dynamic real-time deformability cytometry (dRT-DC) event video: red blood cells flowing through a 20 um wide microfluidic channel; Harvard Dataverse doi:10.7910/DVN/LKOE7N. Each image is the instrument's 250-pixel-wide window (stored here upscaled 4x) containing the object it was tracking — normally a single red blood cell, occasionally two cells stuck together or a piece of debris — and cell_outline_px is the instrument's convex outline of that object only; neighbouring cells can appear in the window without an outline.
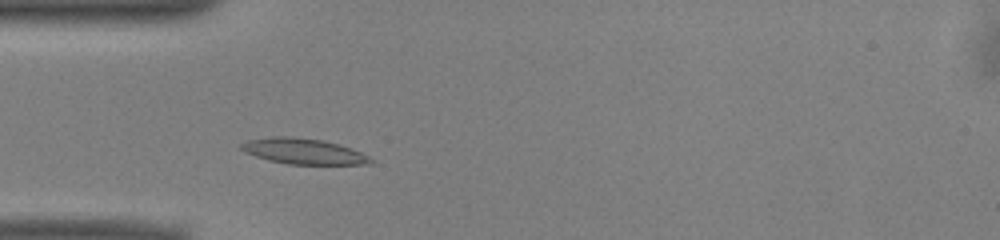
{"species": "common noctule bat (a hibernating species)", "species_latin": "Nyctalus noctula", "temperature_condition": "warm", "stored_images_in_passage": 43, "camera_frame_rate_fps": 3000, "um_per_image_px": 0.085, "animal": {"sex": "male", "body_mass_g": 13.0, "forearm_length_mm": 53.1}, "frame": {"image": 1, "passage_image": 7, "time_ms": 2.0, "image_size_px": [1000, 240], "cell_outline_px": [[376, 160], [372, 164], [288, 164], [268, 160], [244, 152], [240, 148], [240, 144], [248, 140], [272, 136], [292, 136], [324, 140], [340, 144], [352, 148]], "centroid_in_image_um": [25.81, 12.85], "position_along_channel_um": 59.2, "area_um2": 19.54}}
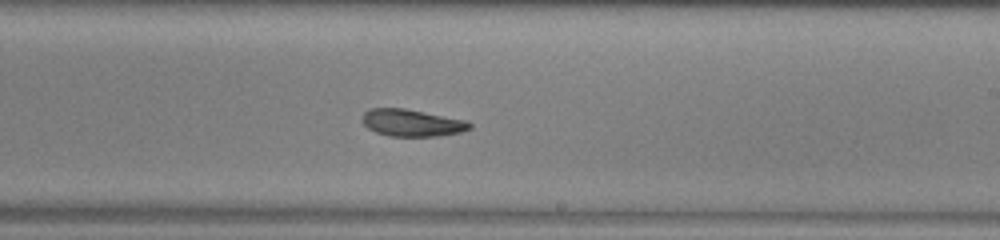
{"frame": {"image": 2, "passage_image": 22, "time_ms": 7.0, "image_size_px": [1000, 240], "cell_outline_px": [[472, 128], [460, 132], [436, 136], [388, 136], [376, 132], [368, 128], [364, 124], [364, 112], [368, 108], [404, 108], [464, 120], [472, 124]], "centroid_in_image_um": [35.0, 10.44], "position_along_channel_um": 254.0, "area_um2": 16.7}}
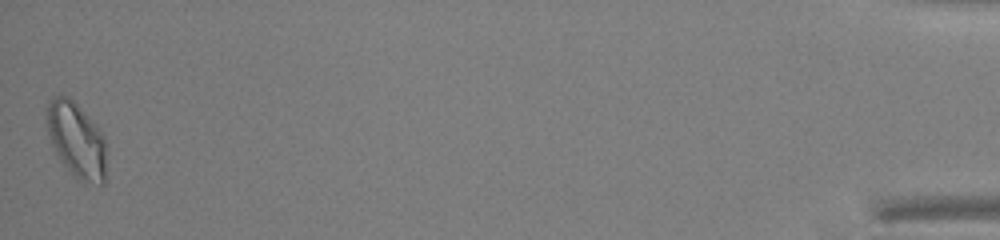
{"frame": {"image": 3, "passage_image": 43, "time_ms": 14.0, "image_size_px": [1000, 240], "cell_outline_px": [[104, 184], [100, 184], [80, 180], [72, 176], [60, 160], [52, 144], [48, 132], [48, 100], [52, 96], [68, 96], [100, 128], [104, 136]], "centroid_in_image_um": [6.49, 11.89], "position_along_channel_um": 428.7, "area_um2": 25.61}, "authors_computed_cell_mechanics": {"area_um2": 18.1492, "velocity_mm_per_s": 3.9452, "shape_relaxation_time_tau1_ms": 5.4938, "shape_relaxation_time_tau2_ms": 10.4118, "deformation_change_tau1": 0.1456, "deformation_change_tau2": 0.1259}}